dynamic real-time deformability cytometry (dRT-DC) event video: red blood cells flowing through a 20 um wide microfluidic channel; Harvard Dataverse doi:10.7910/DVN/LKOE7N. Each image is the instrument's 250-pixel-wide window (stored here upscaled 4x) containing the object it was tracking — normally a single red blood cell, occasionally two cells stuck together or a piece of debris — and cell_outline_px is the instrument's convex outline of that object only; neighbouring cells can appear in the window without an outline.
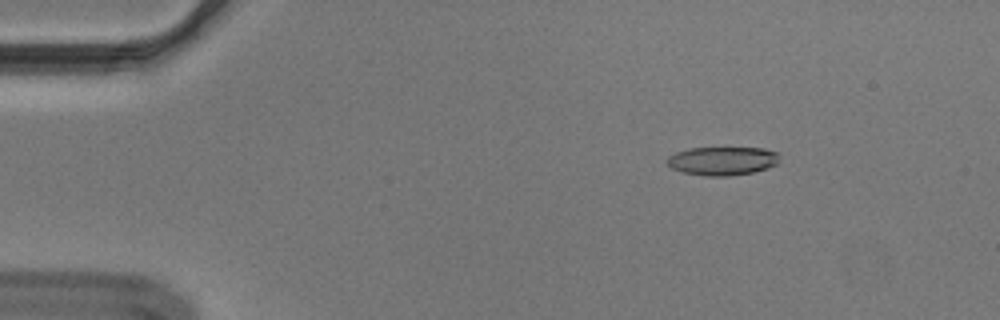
{"species": "Egyptian fruit bat (a non-hibernating species)", "species_latin": "Rousettus aegyptiacus", "temperature_condition": "cold", "stored_images_in_passage": 48, "camera_frame_rate_fps": 3000, "um_per_image_px": 0.085, "animal": {"sex": "male"}, "frame": {"image": 1, "passage_image": 1, "time_ms": 0.0, "image_size_px": [1000, 320], "cell_outline_px": [[780, 156], [776, 164], [768, 168], [752, 172], [728, 176], [704, 176], [680, 172], [672, 168], [668, 164], [668, 156], [676, 152], [688, 148], [764, 148], [776, 152]], "centroid_in_image_um": [61.39, 13.68], "position_along_channel_um": 23.6, "area_um2": 18.73}}
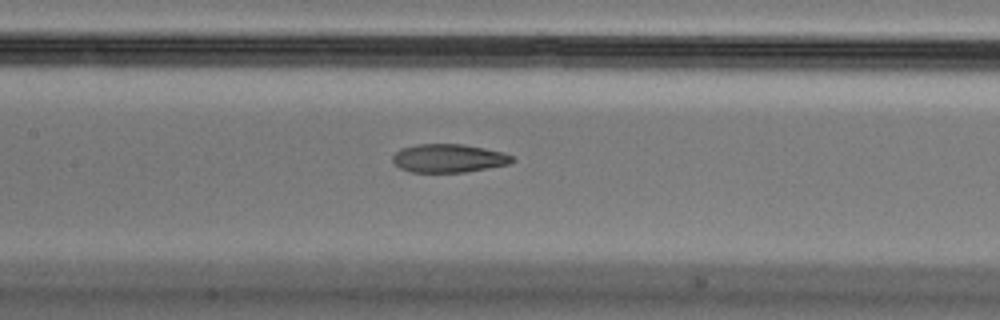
{"frame": {"image": 2, "passage_image": 19, "time_ms": 6.0, "image_size_px": [1000, 320], "cell_outline_px": [[516, 160], [508, 164], [464, 172], [412, 172], [400, 168], [392, 160], [392, 156], [400, 148], [416, 144], [464, 144], [504, 152], [512, 156]], "centroid_in_image_um": [38.13, 13.44], "position_along_channel_um": 169.3, "area_um2": 19.77}}
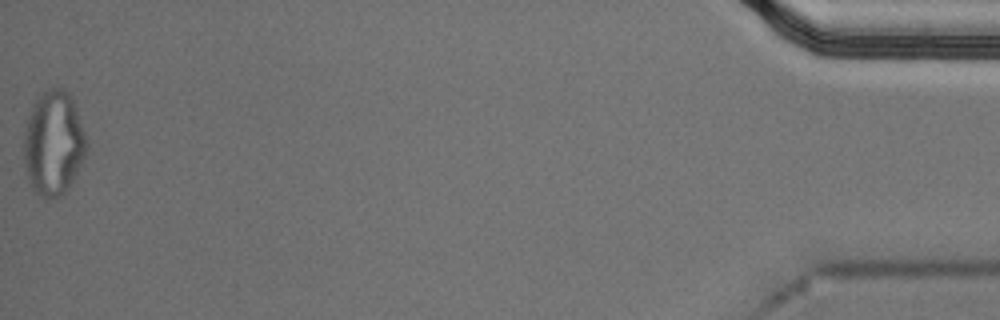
{"frame": {"image": 3, "passage_image": 48, "time_ms": 15.667, "image_size_px": [1000, 320], "cell_outline_px": [[88, 148], [68, 188], [64, 192], [48, 200], [44, 200], [32, 188], [28, 180], [24, 168], [24, 132], [28, 116], [32, 104], [48, 88], [64, 88], [68, 92], [72, 100], [84, 132], [88, 144]], "centroid_in_image_um": [4.52, 12.19], "position_along_channel_um": 430.7, "area_um2": 37.92}, "authors_computed_cell_mechanics": {"area_um2": 20.8658, "velocity_mm_per_s": 3.6671, "shape_relaxation_time_tau1_ms": null, "shape_relaxation_time_tau2_ms": 2.2212, "deformation_change_tau1": null, "deformation_change_tau2": 0.0974}}